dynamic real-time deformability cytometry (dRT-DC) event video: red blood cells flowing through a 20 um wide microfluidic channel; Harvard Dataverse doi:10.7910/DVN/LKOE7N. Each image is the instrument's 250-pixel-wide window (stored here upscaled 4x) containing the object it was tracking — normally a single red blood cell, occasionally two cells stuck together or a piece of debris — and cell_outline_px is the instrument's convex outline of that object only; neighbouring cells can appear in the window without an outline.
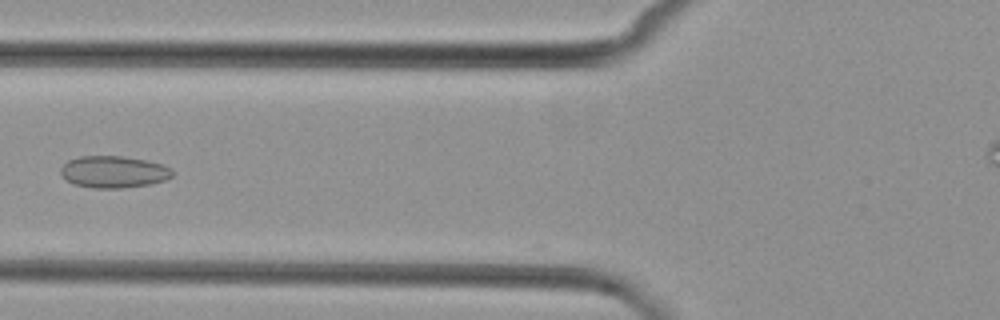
{"species": "common noctule bat (a hibernating species)", "species_latin": "Nyctalus noctula", "temperature_condition": "cold", "stored_images_in_passage": 6, "camera_frame_rate_fps": 3000, "um_per_image_px": 0.085, "animal": {"sex": "female", "body_mass_g": 29.2, "forearm_length_mm": 56.3}, "frame": {"image": 1, "passage_image": 4, "time_ms": 4.0, "image_size_px": [1000, 320], "cell_outline_px": [[172, 176], [164, 180], [152, 184], [120, 188], [92, 188], [72, 184], [60, 172], [60, 168], [68, 160], [80, 156], [120, 156], [144, 160], [160, 164], [172, 168]], "centroid_in_image_um": [9.64, 14.61], "position_along_channel_um": 116.2, "area_um2": 20.63}}
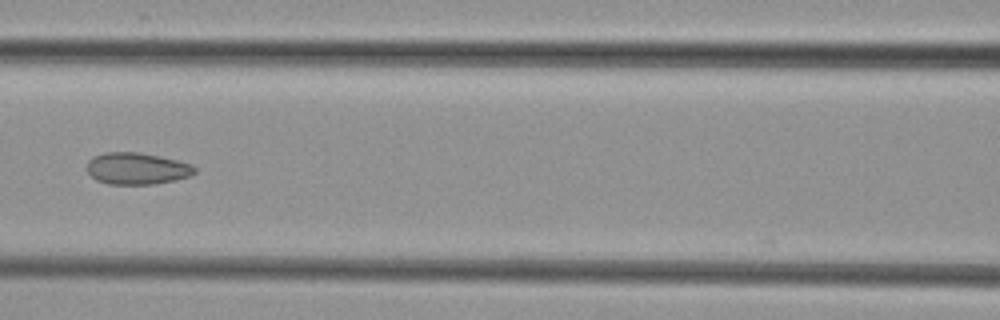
{"frame": {"image": 2, "passage_image": 5, "time_ms": 5.0, "image_size_px": [1000, 320], "cell_outline_px": [[196, 172], [188, 176], [176, 180], [156, 184], [108, 184], [96, 180], [88, 172], [88, 160], [92, 156], [104, 152], [136, 152], [160, 156], [192, 164], [196, 168]], "centroid_in_image_um": [11.63, 14.32], "position_along_channel_um": 155.0, "area_um2": 20.0}}
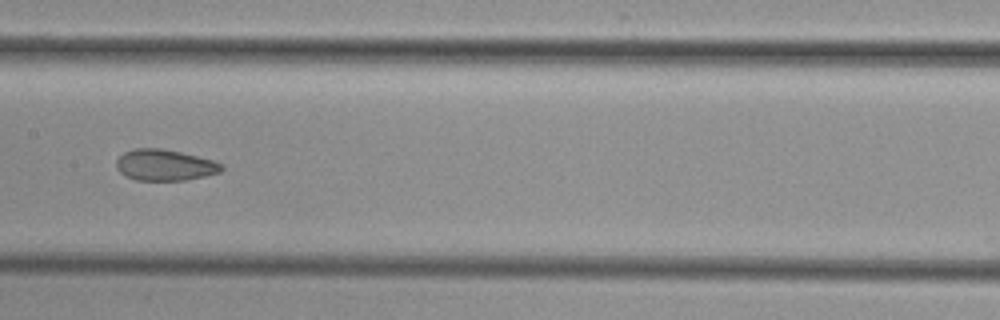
{"frame": {"image": 3, "passage_image": 6, "time_ms": 6.0, "image_size_px": [1000, 320], "cell_outline_px": [[224, 168], [220, 172], [204, 176], [184, 180], [136, 180], [120, 172], [116, 168], [116, 160], [124, 152], [136, 148], [164, 148], [212, 160], [220, 164]], "centroid_in_image_um": [13.98, 14.02], "position_along_channel_um": 193.4, "area_um2": 18.9}}